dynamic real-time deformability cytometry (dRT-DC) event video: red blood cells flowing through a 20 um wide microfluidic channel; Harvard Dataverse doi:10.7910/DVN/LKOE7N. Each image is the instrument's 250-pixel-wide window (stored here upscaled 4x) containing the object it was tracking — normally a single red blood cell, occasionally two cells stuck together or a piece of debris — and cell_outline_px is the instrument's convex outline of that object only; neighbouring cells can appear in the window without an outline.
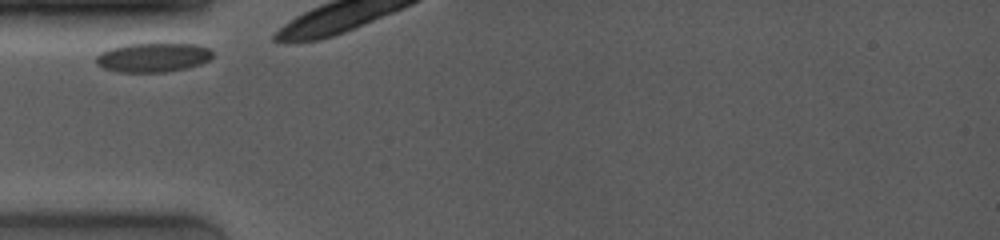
{"species": "common noctule bat (a hibernating species)", "species_latin": "Nyctalus noctula", "temperature_condition": "room temperature", "stored_images_in_passage": 7, "camera_frame_rate_fps": 4000, "um_per_image_px": 0.085, "animal": {"sex": "female", "body_mass_g": 19.0, "forearm_length_mm": 53.3}, "frame": {"image": 1, "passage_image": 1, "time_ms": 0.0, "image_size_px": [1000, 240], "cell_outline_px": [[212, 56], [208, 60], [200, 64], [188, 68], [164, 72], [120, 72], [104, 68], [96, 64], [96, 56], [100, 52], [108, 48], [124, 44], [200, 44], [212, 48]], "centroid_in_image_um": [13.01, 4.87], "position_along_channel_um": 72.0, "area_um2": 20.0}}